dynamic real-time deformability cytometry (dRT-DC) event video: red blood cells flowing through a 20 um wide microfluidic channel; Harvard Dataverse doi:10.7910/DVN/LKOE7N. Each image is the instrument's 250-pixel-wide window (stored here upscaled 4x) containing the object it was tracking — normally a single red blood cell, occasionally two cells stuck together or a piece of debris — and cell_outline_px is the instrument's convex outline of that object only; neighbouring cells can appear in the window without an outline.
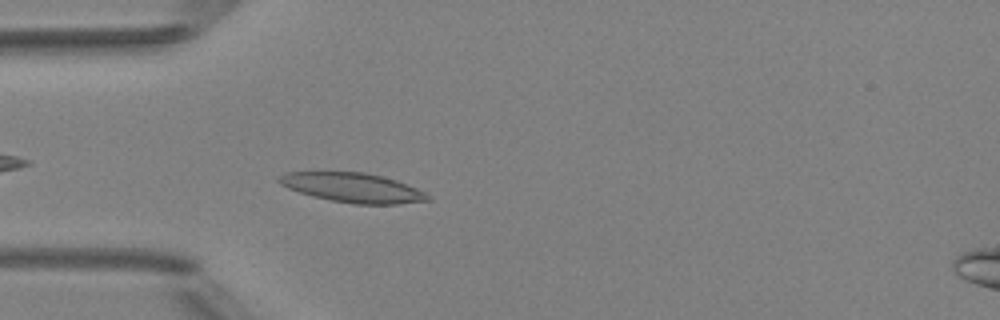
{"species": "Egyptian fruit bat (a non-hibernating species)", "species_latin": "Rousettus aegyptiacus", "temperature_condition": "room temperature", "stored_images_in_passage": 7, "camera_frame_rate_fps": 3000, "um_per_image_px": 0.085, "animal": {"sex": "female"}, "frame": {"image": 1, "passage_image": 6, "time_ms": 5.667, "image_size_px": [1000, 320], "cell_outline_px": [[432, 200], [396, 204], [352, 204], [312, 196], [288, 188], [280, 184], [276, 180], [284, 172], [364, 172], [396, 180], [416, 188], [424, 192]], "centroid_in_image_um": [29.96, 15.95], "position_along_channel_um": 55.0, "area_um2": 25.32}}